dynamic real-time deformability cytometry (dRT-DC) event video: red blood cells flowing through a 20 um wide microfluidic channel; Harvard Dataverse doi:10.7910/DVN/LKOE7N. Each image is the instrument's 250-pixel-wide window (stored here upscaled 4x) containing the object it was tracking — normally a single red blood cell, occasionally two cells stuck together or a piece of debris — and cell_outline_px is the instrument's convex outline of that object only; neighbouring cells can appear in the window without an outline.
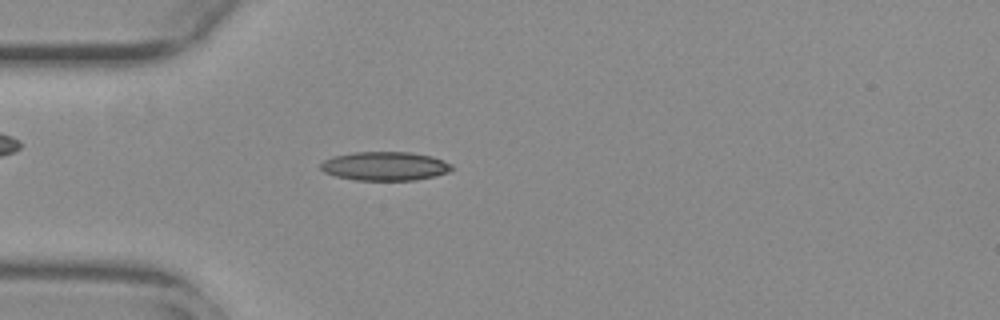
{"species": "common noctule bat (a hibernating species)", "species_latin": "Nyctalus noctula", "temperature_condition": "warm", "stored_images_in_passage": 53, "camera_frame_rate_fps": 3000, "um_per_image_px": 0.085, "animal": {"sex": "female", "body_mass_g": 29.2, "forearm_length_mm": 56.3}, "frame": {"image": 1, "passage_image": 14, "time_ms": 4.333, "image_size_px": [1000, 320], "cell_outline_px": [[452, 168], [448, 172], [416, 180], [356, 180], [336, 176], [324, 172], [320, 168], [320, 164], [324, 160], [336, 156], [356, 152], [408, 152], [432, 156], [444, 160], [452, 164]], "centroid_in_image_um": [32.73, 14.12], "position_along_channel_um": 52.3, "area_um2": 21.85}}
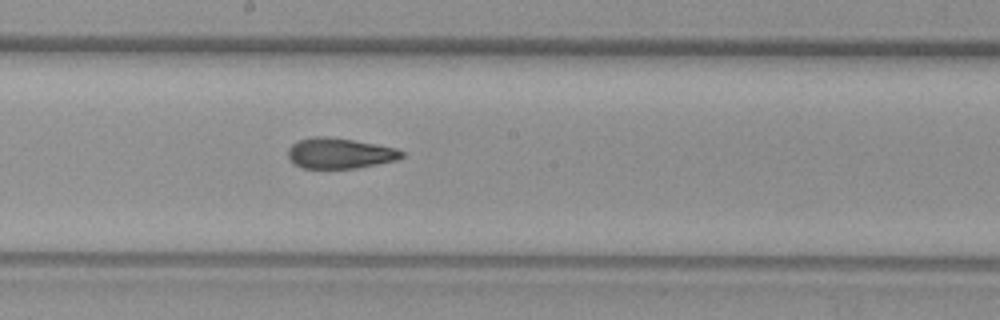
{"frame": {"image": 2, "passage_image": 28, "time_ms": 9.0, "image_size_px": [1000, 320], "cell_outline_px": [[404, 156], [396, 160], [356, 168], [300, 168], [292, 164], [288, 160], [288, 148], [292, 144], [300, 140], [312, 136], [328, 136], [376, 144], [396, 148], [404, 152]], "centroid_in_image_um": [28.83, 13.03], "position_along_channel_um": 219.4, "area_um2": 20.35}}
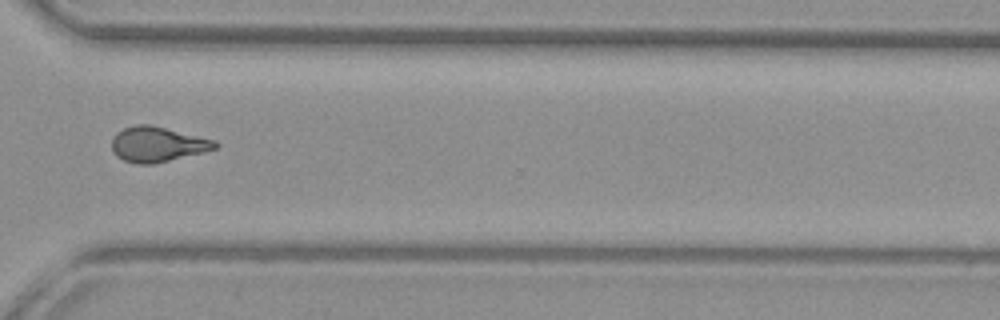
{"frame": {"image": 3, "passage_image": 39, "time_ms": 12.667, "image_size_px": [1000, 320], "cell_outline_px": [[220, 144], [216, 148], [204, 152], [152, 164], [136, 164], [124, 160], [116, 156], [112, 152], [112, 136], [116, 132], [124, 128], [136, 124], [148, 124], [216, 140]], "centroid_in_image_um": [13.36, 12.26], "position_along_channel_um": 357.2, "area_um2": 21.15}, "authors_computed_cell_mechanics": {"area_um2": 20.8658, "velocity_mm_per_s": 3.7695, "shape_relaxation_time_tau1_ms": null, "shape_relaxation_time_tau2_ms": 2.3705, "deformation_change_tau1": null, "deformation_change_tau2": 0.0998}}